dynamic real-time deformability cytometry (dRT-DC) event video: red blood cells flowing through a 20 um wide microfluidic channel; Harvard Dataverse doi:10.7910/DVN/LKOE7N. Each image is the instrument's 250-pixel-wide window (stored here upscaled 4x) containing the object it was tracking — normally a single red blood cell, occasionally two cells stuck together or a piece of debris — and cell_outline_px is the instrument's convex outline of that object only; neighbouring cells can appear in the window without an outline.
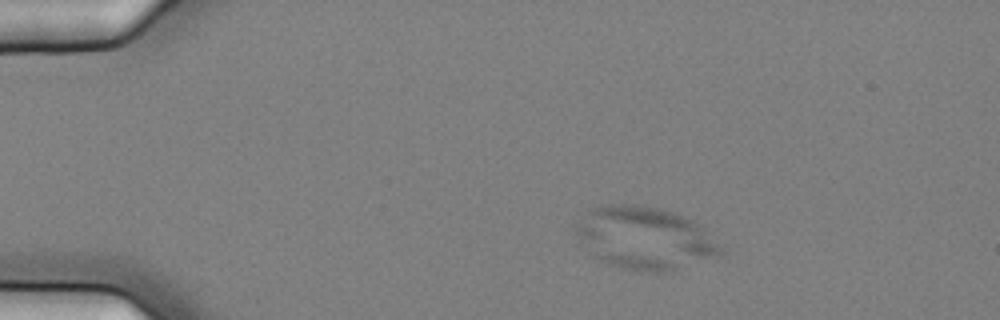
{"species": "common noctule bat (a hibernating species)", "species_latin": "Nyctalus noctula", "temperature_condition": "cold", "stored_images_in_passage": 3, "camera_frame_rate_fps": 3000, "um_per_image_px": 0.085, "animal": {"sex": "female", "body_mass_g": 25.1}, "frame": {"image": 1, "passage_image": 1, "time_ms": 0.0, "image_size_px": [1000, 320], "cell_outline_px": [[724, 252], [720, 256], [672, 272], [640, 272], [620, 268], [608, 264], [588, 256], [576, 236], [576, 220], [588, 208], [608, 204], [640, 204], [660, 208], [684, 216], [700, 224], [704, 228]], "centroid_in_image_um": [54.74, 20.25], "position_along_channel_um": 30.3, "area_um2": 54.1}}